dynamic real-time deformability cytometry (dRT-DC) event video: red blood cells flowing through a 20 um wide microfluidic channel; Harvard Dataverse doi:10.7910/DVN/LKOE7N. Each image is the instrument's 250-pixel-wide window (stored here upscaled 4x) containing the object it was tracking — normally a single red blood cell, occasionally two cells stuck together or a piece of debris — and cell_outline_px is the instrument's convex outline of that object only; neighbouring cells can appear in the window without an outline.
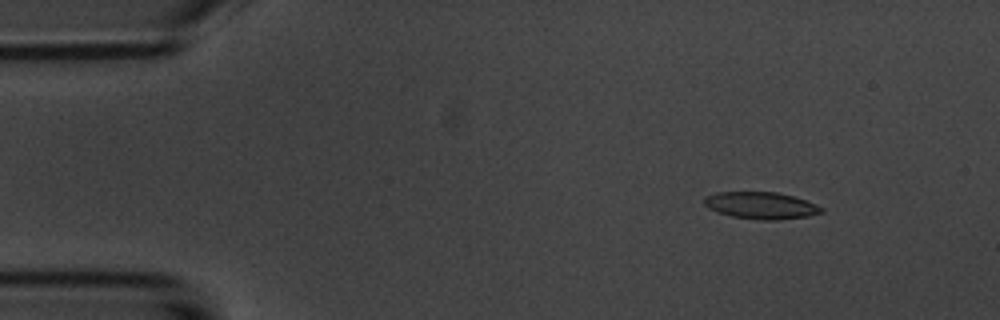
{"species": "common noctule bat (a hibernating species)", "species_latin": "Nyctalus noctula", "temperature_condition": "room temperature", "stored_images_in_passage": 6, "camera_frame_rate_fps": 3000, "um_per_image_px": 0.085, "animal": {"sex": "male", "body_mass_g": 20.1, "forearm_length_mm": 53.5}, "frame": {"image": 1, "passage_image": 2, "time_ms": 1.333, "image_size_px": [1000, 320], "cell_outline_px": [[824, 212], [808, 216], [780, 220], [764, 220], [732, 216], [716, 212], [708, 208], [704, 204], [704, 196], [716, 192], [776, 192], [792, 196], [804, 200], [824, 208]], "centroid_in_image_um": [64.66, 17.46], "position_along_channel_um": 20.3, "area_um2": 18.38}}
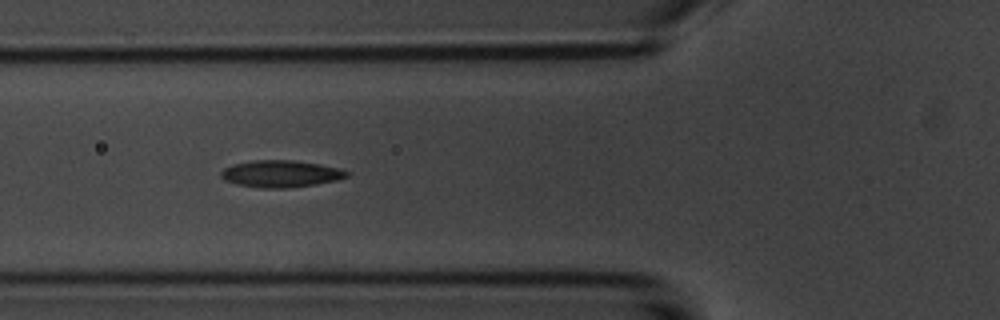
{"frame": {"image": 2, "passage_image": 6, "time_ms": 5.667, "image_size_px": [1000, 320], "cell_outline_px": [[352, 172], [348, 176], [336, 180], [316, 184], [288, 188], [260, 188], [236, 184], [224, 180], [220, 176], [220, 172], [224, 168], [232, 164], [252, 160], [292, 160], [320, 164], [340, 168]], "centroid_in_image_um": [23.86, 14.77], "position_along_channel_um": 101.9, "area_um2": 19.94}}